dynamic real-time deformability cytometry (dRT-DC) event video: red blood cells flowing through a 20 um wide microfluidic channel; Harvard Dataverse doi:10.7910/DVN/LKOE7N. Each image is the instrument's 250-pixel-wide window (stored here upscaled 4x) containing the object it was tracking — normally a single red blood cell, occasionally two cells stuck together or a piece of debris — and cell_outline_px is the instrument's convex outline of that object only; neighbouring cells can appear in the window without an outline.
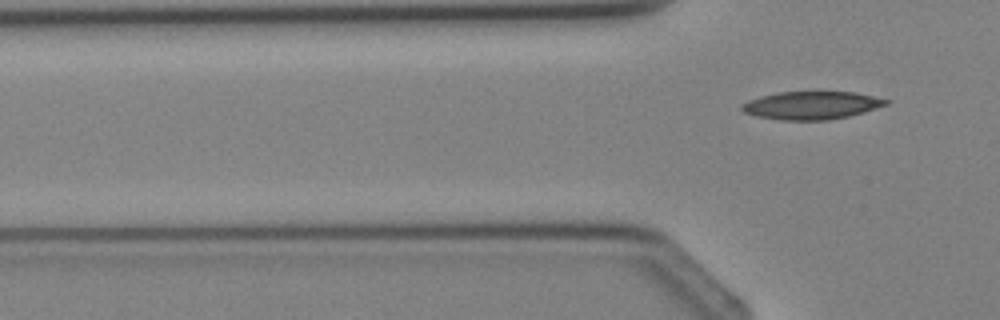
{"species": "Egyptian fruit bat (a non-hibernating species)", "species_latin": "Rousettus aegyptiacus", "temperature_condition": "cold", "stored_images_in_passage": 2, "camera_frame_rate_fps": 3000, "um_per_image_px": 0.085, "animal": {"sex": "female"}, "frame": {"image": 1, "passage_image": 2, "time_ms": 1.333, "image_size_px": [1000, 320], "cell_outline_px": [[892, 100], [888, 104], [864, 112], [848, 116], [828, 120], [780, 120], [756, 116], [744, 112], [740, 108], [740, 104], [748, 100], [760, 96], [776, 92], [856, 92]], "centroid_in_image_um": [68.97, 8.95], "position_along_channel_um": 56.8, "area_um2": 23.64}}